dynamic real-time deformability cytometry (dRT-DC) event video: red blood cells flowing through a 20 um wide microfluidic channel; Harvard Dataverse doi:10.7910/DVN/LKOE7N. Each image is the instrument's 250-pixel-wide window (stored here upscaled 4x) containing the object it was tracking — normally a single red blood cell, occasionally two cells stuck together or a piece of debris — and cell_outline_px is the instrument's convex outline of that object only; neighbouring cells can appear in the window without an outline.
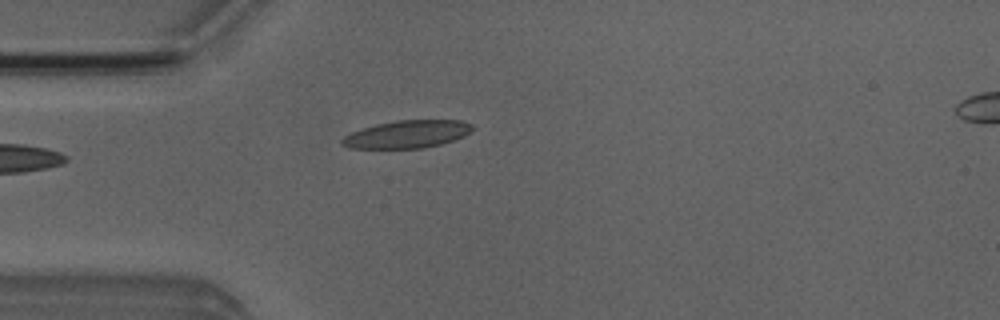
{"species": "Egyptian fruit bat (a non-hibernating species)", "species_latin": "Rousettus aegyptiacus", "temperature_condition": "room temperature", "stored_images_in_passage": 5, "camera_frame_rate_fps": 3000, "um_per_image_px": 0.085, "animal": {"sex": "male"}, "frame": {"image": 1, "passage_image": 4, "time_ms": 4.0, "image_size_px": [1000, 320], "cell_outline_px": [[476, 128], [464, 136], [440, 144], [424, 148], [352, 148], [340, 144], [340, 140], [344, 136], [352, 132], [376, 124], [396, 120], [460, 120], [472, 124]], "centroid_in_image_um": [34.63, 11.4], "position_along_channel_um": 50.4, "area_um2": 20.98}}